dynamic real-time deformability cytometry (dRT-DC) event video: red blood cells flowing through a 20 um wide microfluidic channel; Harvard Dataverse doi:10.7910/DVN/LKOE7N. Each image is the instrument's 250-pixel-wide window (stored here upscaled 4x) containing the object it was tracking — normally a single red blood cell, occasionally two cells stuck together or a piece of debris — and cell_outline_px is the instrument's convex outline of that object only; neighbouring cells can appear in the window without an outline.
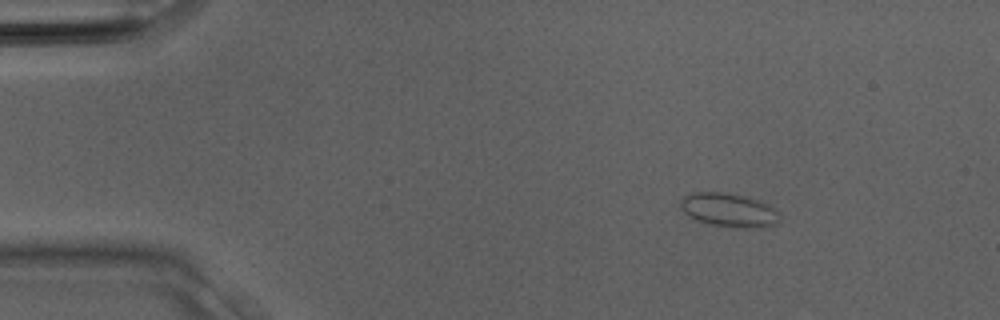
{"species": "Egyptian fruit bat (a non-hibernating species)", "species_latin": "Rousettus aegyptiacus", "temperature_condition": "room temperature", "stored_images_in_passage": 29, "camera_frame_rate_fps": 3000, "um_per_image_px": 0.085, "animal": {"sex": "male"}, "frame": {"image": 1, "passage_image": 1, "time_ms": 0.0, "image_size_px": [1000, 320], "cell_outline_px": [[780, 220], [776, 224], [768, 228], [736, 228], [712, 224], [696, 220], [684, 212], [680, 208], [680, 200], [684, 196], [692, 192], [720, 192], [744, 196], [768, 204], [780, 216]], "centroid_in_image_um": [61.96, 17.87], "position_along_channel_um": 23.0, "area_um2": 19.54}}
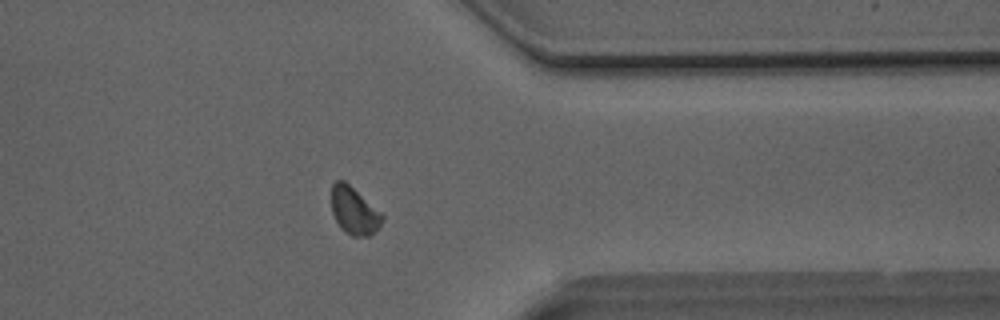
{"frame": {"image": 2, "passage_image": 22, "time_ms": 7.0, "image_size_px": [1000, 320], "cell_outline_px": [[384, 220], [376, 232], [368, 236], [352, 236], [340, 228], [332, 212], [332, 184], [336, 180], [344, 180], [384, 216]], "centroid_in_image_um": [30.1, 17.94], "position_along_channel_um": 381.3, "area_um2": 13.81}}
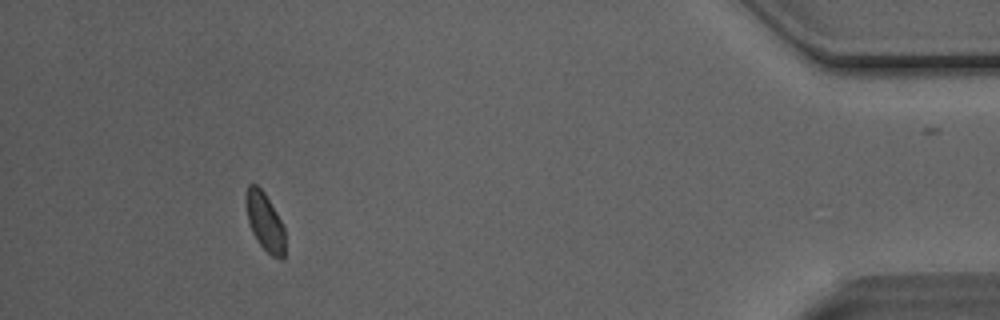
{"frame": {"image": 3, "passage_image": 26, "time_ms": 8.333, "image_size_px": [1000, 320], "cell_outline_px": [[284, 260], [280, 260], [272, 256], [256, 240], [252, 232], [248, 220], [244, 200], [244, 196], [248, 184], [256, 184], [264, 192], [276, 212], [284, 228]], "centroid_in_image_um": [22.49, 18.84], "position_along_channel_um": 412.7, "area_um2": 13.29}}